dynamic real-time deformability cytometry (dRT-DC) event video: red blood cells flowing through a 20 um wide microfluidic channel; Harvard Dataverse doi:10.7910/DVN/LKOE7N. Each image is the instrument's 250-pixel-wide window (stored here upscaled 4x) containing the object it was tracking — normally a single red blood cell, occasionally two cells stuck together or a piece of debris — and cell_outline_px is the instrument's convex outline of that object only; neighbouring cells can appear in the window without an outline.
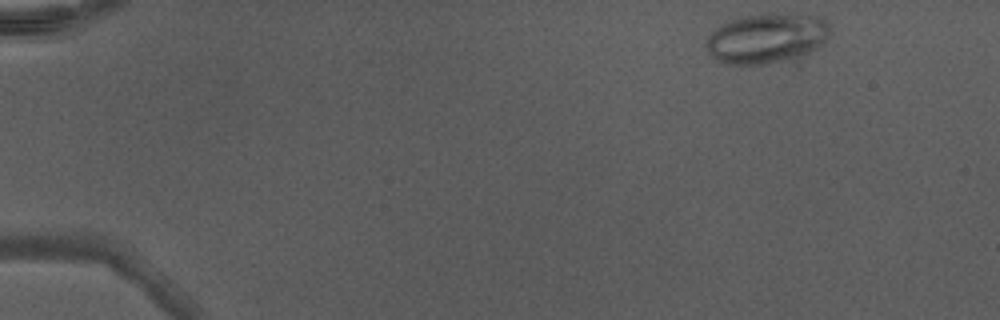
{"species": "Egyptian fruit bat (a non-hibernating species)", "species_latin": "Rousettus aegyptiacus", "temperature_condition": "warm", "stored_images_in_passage": 45, "camera_frame_rate_fps": 3000, "um_per_image_px": 0.085, "animal": {"sex": "male"}, "frame": {"image": 1, "passage_image": 2, "time_ms": 0.333, "image_size_px": [1000, 320], "cell_outline_px": [[828, 36], [816, 48], [808, 52], [768, 64], [724, 64], [716, 60], [708, 52], [704, 44], [708, 36], [720, 24], [732, 20], [748, 16], [824, 16], [828, 24]], "centroid_in_image_um": [65.09, 3.29], "position_along_channel_um": 19.9, "area_um2": 34.74}}
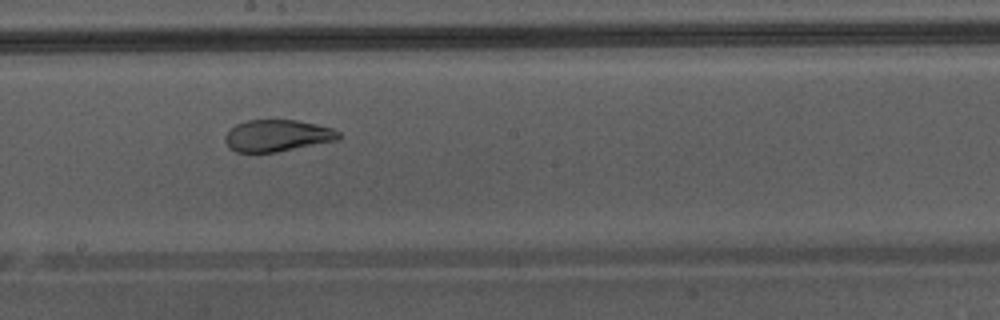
{"frame": {"image": 2, "passage_image": 25, "time_ms": 8.0, "image_size_px": [1000, 320], "cell_outline_px": [[340, 140], [276, 152], [236, 152], [228, 148], [224, 140], [224, 136], [236, 124], [244, 120], [296, 120], [316, 124], [332, 128], [340, 132]], "centroid_in_image_um": [23.57, 11.53], "position_along_channel_um": 224.6, "area_um2": 21.15}}
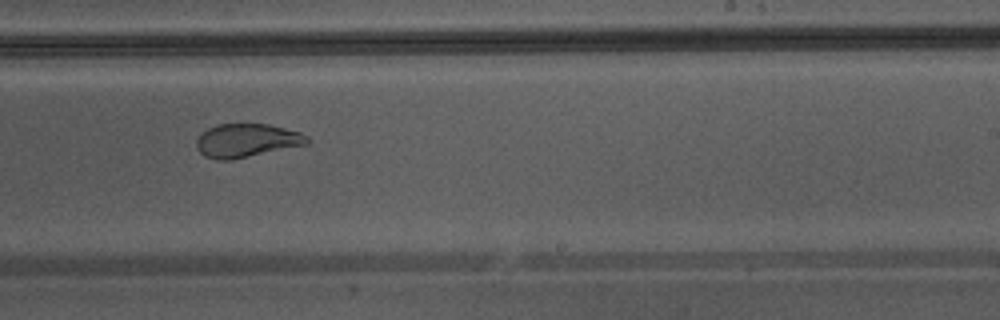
{"frame": {"image": 3, "passage_image": 28, "time_ms": 9.0, "image_size_px": [1000, 320], "cell_outline_px": [[312, 140], [308, 144], [232, 160], [216, 160], [204, 156], [196, 148], [196, 140], [208, 128], [216, 124], [268, 124], [300, 132], [308, 136]], "centroid_in_image_um": [20.98, 11.95], "position_along_channel_um": 268.0, "area_um2": 21.73}}